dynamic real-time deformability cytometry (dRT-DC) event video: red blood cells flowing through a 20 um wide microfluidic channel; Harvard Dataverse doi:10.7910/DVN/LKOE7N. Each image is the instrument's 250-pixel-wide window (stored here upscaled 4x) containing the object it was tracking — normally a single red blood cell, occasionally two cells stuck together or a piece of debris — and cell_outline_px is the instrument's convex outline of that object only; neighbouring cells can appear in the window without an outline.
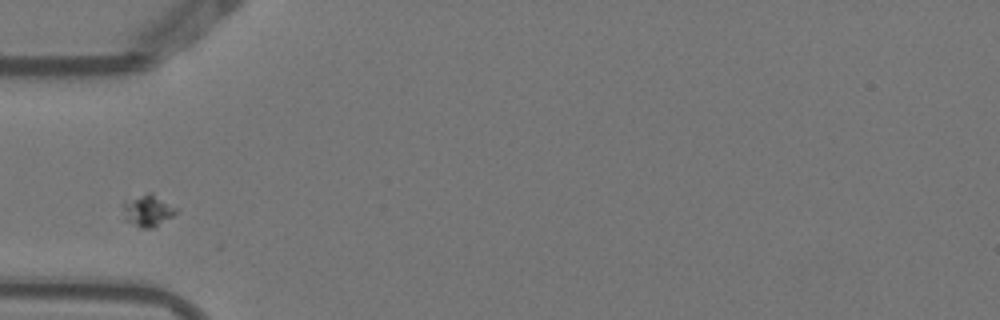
{"species": "Egyptian fruit bat (a non-hibernating species)", "species_latin": "Rousettus aegyptiacus", "temperature_condition": "warm", "stored_images_in_passage": 5, "camera_frame_rate_fps": 3000, "um_per_image_px": 0.085, "animal": {"sex": "female"}, "frame": {"image": 1, "passage_image": 2, "time_ms": 0.333, "image_size_px": [1000, 320], "cell_outline_px": [[180, 208], [172, 216], [156, 228], [140, 228], [124, 220], [124, 200], [148, 192], [152, 192]], "centroid_in_image_um": [12.6, 17.89], "position_along_channel_um": 72.4, "area_um2": 10.17}}
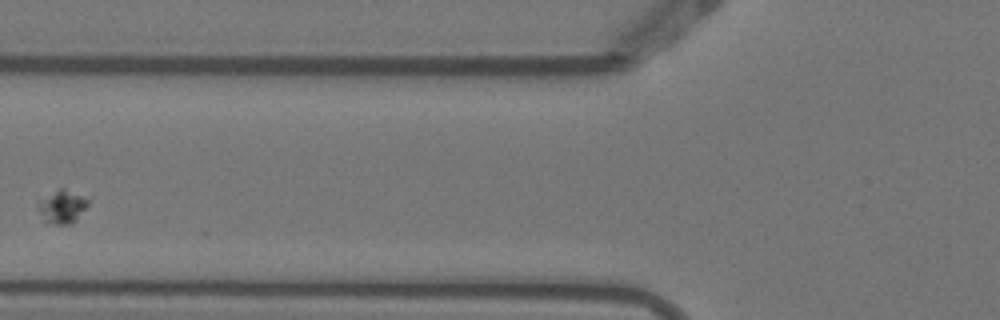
{"frame": {"image": 2, "passage_image": 3, "time_ms": 0.667, "image_size_px": [1000, 320], "cell_outline_px": [[92, 196], [88, 204], [76, 220], [68, 224], [44, 224], [36, 204], [36, 200], [60, 188], [64, 188]], "centroid_in_image_um": [5.28, 17.53], "position_along_channel_um": 120.5, "area_um2": 10.29}}